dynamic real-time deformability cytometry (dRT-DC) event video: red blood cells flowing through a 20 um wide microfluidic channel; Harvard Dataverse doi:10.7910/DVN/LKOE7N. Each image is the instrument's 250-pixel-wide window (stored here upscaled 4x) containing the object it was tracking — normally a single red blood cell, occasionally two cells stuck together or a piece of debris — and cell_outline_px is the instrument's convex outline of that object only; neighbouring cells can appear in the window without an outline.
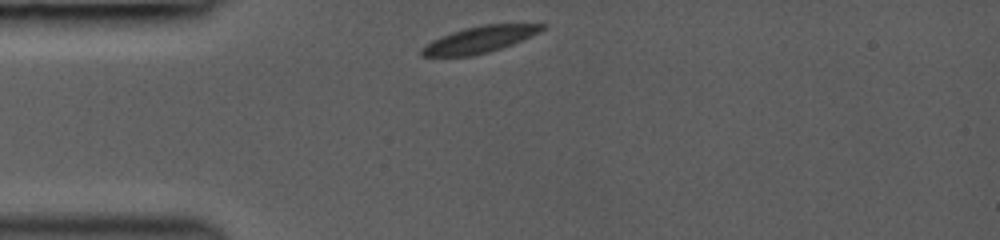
{"species": "common noctule bat (a hibernating species)", "species_latin": "Nyctalus noctula", "temperature_condition": "room temperature", "stored_images_in_passage": 2, "camera_frame_rate_fps": 3000, "um_per_image_px": 0.085, "animal": {"sex": "female", "body_mass_g": 19.0, "forearm_length_mm": 53.3}, "frame": {"image": 1, "passage_image": 1, "time_ms": 0.0, "image_size_px": [1000, 240], "cell_outline_px": [[548, 28], [540, 32], [512, 44], [488, 52], [472, 56], [420, 56], [420, 48], [432, 40], [440, 36], [464, 28], [484, 24], [548, 24]], "centroid_in_image_um": [40.76, 3.35], "position_along_channel_um": 44.2, "area_um2": 18.61}}